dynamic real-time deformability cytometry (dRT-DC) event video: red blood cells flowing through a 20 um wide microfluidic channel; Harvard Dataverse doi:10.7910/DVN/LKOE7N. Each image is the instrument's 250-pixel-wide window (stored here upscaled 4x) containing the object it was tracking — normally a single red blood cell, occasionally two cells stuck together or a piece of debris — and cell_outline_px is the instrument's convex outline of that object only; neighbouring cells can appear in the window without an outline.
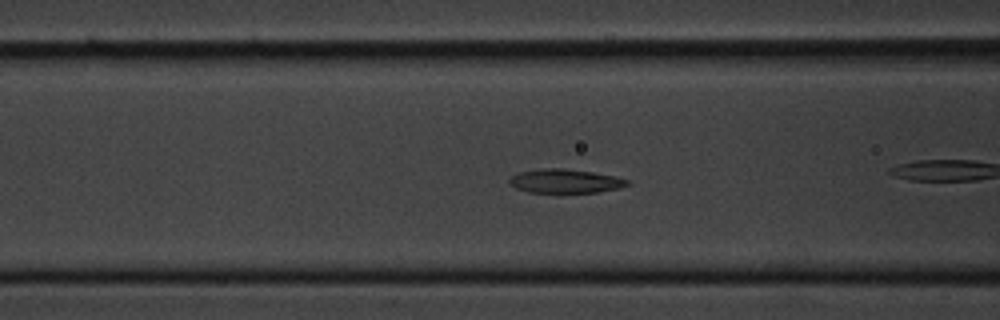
{"species": "common noctule bat (a hibernating species)", "species_latin": "Nyctalus noctula", "temperature_condition": "cold", "stored_images_in_passage": 48, "camera_frame_rate_fps": 3000, "um_per_image_px": 0.085, "animal": {"sex": "male", "body_mass_g": 20.1, "forearm_length_mm": 53.5}, "frame": {"image": 1, "passage_image": 13, "time_ms": 4.0, "image_size_px": [1000, 320], "cell_outline_px": [[632, 184], [620, 188], [596, 192], [560, 196], [528, 192], [516, 188], [508, 184], [508, 180], [512, 176], [520, 172], [540, 168], [564, 168], [592, 172], [616, 176], [628, 180]], "centroid_in_image_um": [48.03, 15.44], "position_along_channel_um": 118.6, "area_um2": 17.46}}
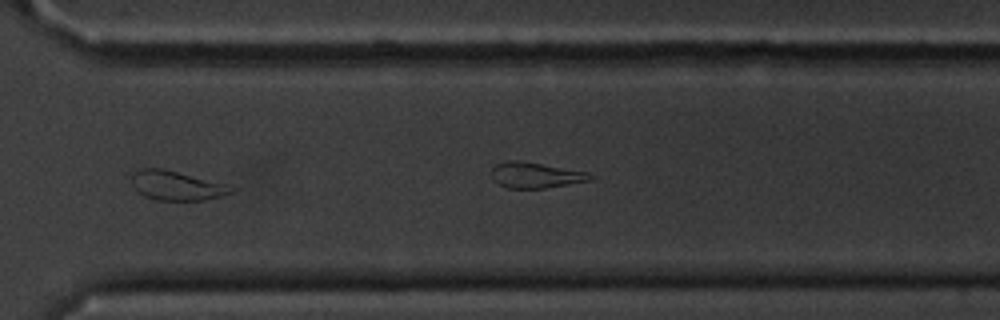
{"frame": {"image": 2, "passage_image": 33, "time_ms": 10.667, "image_size_px": [1000, 320], "cell_outline_px": [[236, 188], [232, 192], [220, 196], [204, 200], [156, 200], [144, 196], [132, 184], [128, 172], [140, 168], [160, 168], [224, 184]], "centroid_in_image_um": [14.91, 15.77], "position_along_channel_um": 355.7, "area_um2": 16.82}}
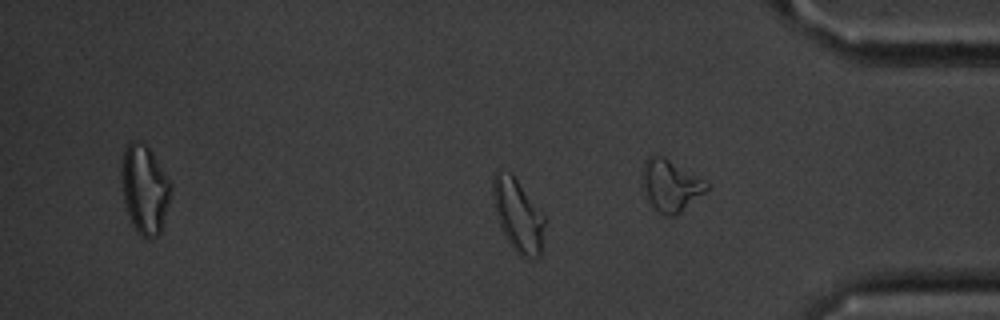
{"frame": {"image": 3, "passage_image": 38, "time_ms": 12.333, "image_size_px": [1000, 320], "cell_outline_px": [[544, 224], [540, 256], [520, 256], [508, 244], [500, 228], [496, 216], [492, 196], [492, 176], [496, 168], [500, 168], [512, 172], [544, 216]], "centroid_in_image_um": [43.96, 18.22], "position_along_channel_um": 391.2, "area_um2": 22.2}, "authors_computed_cell_mechanics": {"area_um2": 17.2244, "velocity_mm_per_s": 3.5519, "shape_relaxation_time_tau1_ms": 3.4349, "shape_relaxation_time_tau2_ms": 3.3499, "deformation_change_tau1": 0.11, "deformation_change_tau2": 0.106}}